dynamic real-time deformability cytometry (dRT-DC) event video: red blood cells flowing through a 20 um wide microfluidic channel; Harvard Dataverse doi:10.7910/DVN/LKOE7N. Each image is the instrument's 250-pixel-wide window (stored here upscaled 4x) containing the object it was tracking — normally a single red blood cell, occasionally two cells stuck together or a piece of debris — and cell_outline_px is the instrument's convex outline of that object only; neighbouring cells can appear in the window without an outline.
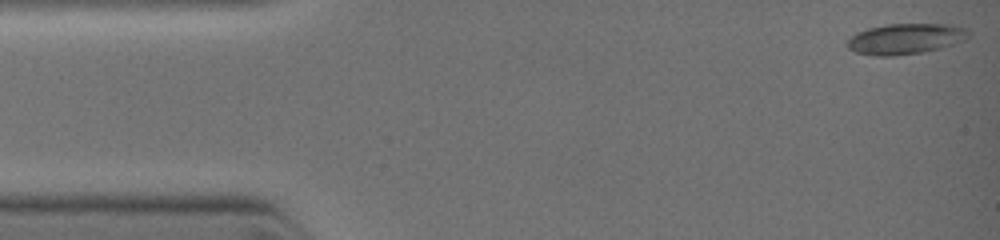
{"species": "common noctule bat (a hibernating species)", "species_latin": "Nyctalus noctula", "temperature_condition": "warm", "stored_images_in_passage": 7, "camera_frame_rate_fps": 3000, "um_per_image_px": 0.085, "animal": {"sex": "female", "body_mass_g": 19.0, "forearm_length_mm": 51.5}, "frame": {"image": 1, "passage_image": 1, "time_ms": 0.0, "image_size_px": [1000, 240], "cell_outline_px": [[968, 36], [952, 44], [940, 48], [924, 52], [896, 56], [876, 56], [856, 52], [848, 48], [848, 40], [852, 36], [868, 28], [888, 24], [944, 24], [960, 28], [968, 32]], "centroid_in_image_um": [76.9, 3.32], "position_along_channel_um": 8.1, "area_um2": 21.1}}